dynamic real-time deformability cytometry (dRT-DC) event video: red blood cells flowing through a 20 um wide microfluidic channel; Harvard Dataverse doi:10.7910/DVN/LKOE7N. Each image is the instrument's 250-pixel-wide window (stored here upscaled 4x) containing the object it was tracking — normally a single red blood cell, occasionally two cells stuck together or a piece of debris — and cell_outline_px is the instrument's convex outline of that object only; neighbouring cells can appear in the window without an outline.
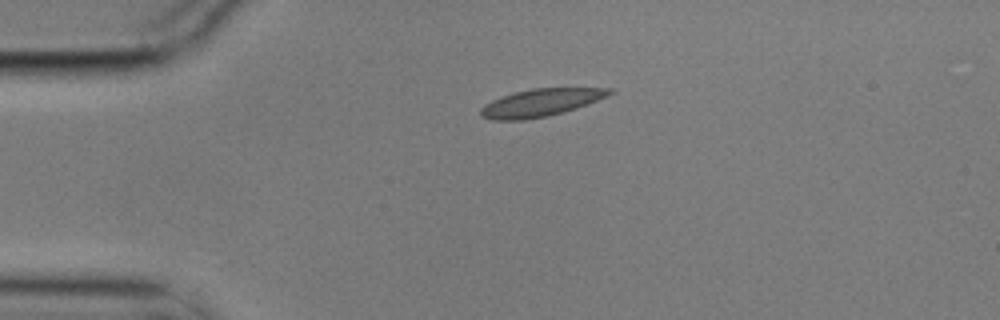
{"species": "common noctule bat (a hibernating species)", "species_latin": "Nyctalus noctula", "temperature_condition": "cold", "stored_images_in_passage": 2, "camera_frame_rate_fps": 3000, "um_per_image_px": 0.085, "animal": {"sex": "male", "body_mass_g": 17.9}, "frame": {"image": 1, "passage_image": 1, "time_ms": 0.0, "image_size_px": [1000, 320], "cell_outline_px": [[616, 92], [608, 96], [588, 104], [564, 112], [524, 120], [492, 120], [480, 116], [480, 108], [484, 104], [500, 96], [532, 88], [612, 88]], "centroid_in_image_um": [45.96, 8.72], "position_along_channel_um": 39.0, "area_um2": 20.75}}